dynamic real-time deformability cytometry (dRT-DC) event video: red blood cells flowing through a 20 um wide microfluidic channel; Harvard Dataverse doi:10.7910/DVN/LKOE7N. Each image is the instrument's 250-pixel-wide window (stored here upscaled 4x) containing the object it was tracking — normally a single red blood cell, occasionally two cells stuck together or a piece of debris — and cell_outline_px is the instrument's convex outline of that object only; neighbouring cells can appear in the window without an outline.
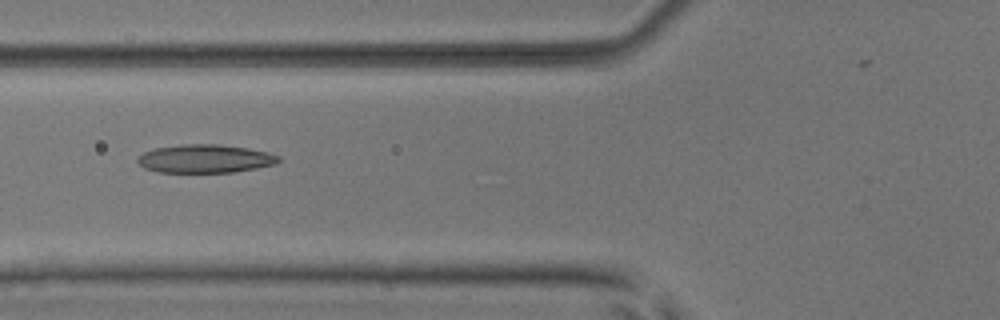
{"species": "common noctule bat (a hibernating species)", "species_latin": "Nyctalus noctula", "temperature_condition": "room temperature", "stored_images_in_passage": 2, "camera_frame_rate_fps": 3000, "um_per_image_px": 0.085, "animal": {"sex": "male", "body_mass_g": 17.9, "forearm_length_mm": 54.2}, "frame": {"image": 1, "passage_image": 2, "time_ms": 0.333, "image_size_px": [1000, 320], "cell_outline_px": [[280, 160], [276, 164], [256, 168], [232, 172], [160, 172], [144, 168], [136, 160], [136, 156], [144, 152], [156, 148], [180, 144], [216, 144], [248, 148], [268, 152], [280, 156]], "centroid_in_image_um": [17.42, 13.48], "position_along_channel_um": 108.4, "area_um2": 23.29}}